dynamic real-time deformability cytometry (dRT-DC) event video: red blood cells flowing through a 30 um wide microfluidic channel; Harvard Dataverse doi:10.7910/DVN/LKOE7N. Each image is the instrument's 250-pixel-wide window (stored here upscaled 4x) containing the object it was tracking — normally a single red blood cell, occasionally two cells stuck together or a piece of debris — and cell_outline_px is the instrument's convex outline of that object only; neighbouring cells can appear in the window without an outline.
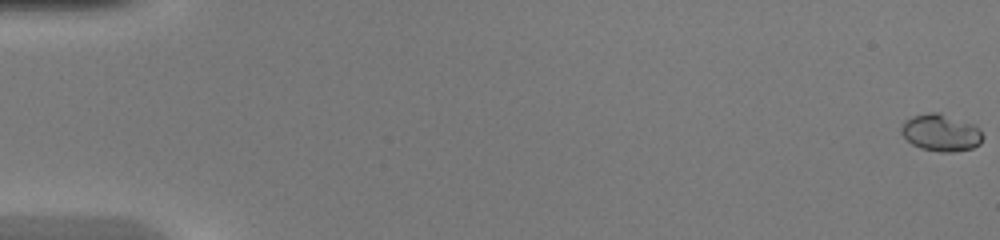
{"species": "common noctule bat (a hibernating species)", "species_latin": "Nyctalus noctula", "temperature_condition": "warm", "stored_images_in_passage": 23, "camera_frame_rate_fps": 3000, "um_per_image_px": 0.085, "animal": {"sex": "female", "body_mass_g": 20.0, "forearm_length_mm": 54.0}, "frame": {"image": 1, "passage_image": 1, "time_ms": 0.0, "image_size_px": [1000, 240], "cell_outline_px": [[984, 136], [980, 144], [972, 148], [952, 152], [940, 152], [920, 148], [912, 144], [900, 132], [900, 128], [904, 120], [912, 116], [928, 112], [940, 112], [976, 124], [980, 128]], "centroid_in_image_um": [80.0, 11.26], "position_along_channel_um": 5.0, "area_um2": 17.98}}